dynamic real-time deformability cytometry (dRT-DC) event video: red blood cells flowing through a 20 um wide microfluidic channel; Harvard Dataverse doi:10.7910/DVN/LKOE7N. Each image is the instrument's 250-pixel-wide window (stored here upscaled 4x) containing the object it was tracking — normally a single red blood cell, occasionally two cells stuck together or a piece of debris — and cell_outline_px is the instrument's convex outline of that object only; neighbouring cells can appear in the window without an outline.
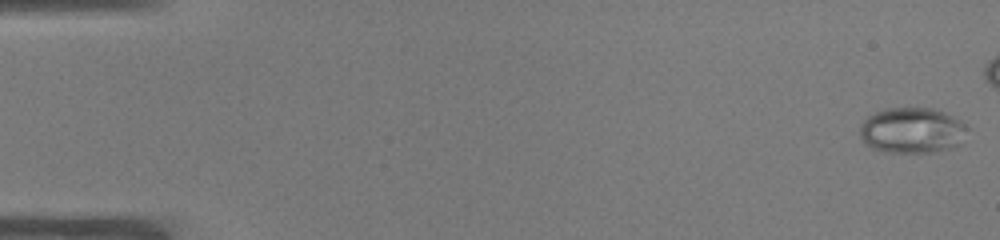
{"species": "common noctule bat (a hibernating species)", "species_latin": "Nyctalus noctula", "temperature_condition": "warm", "stored_images_in_passage": 45, "camera_frame_rate_fps": 3000, "um_per_image_px": 0.085, "animal": {"sex": "male", "body_mass_g": 19.0, "forearm_length_mm": 50.8}, "frame": {"image": 1, "passage_image": 1, "time_ms": 0.0, "image_size_px": [1000, 240], "cell_outline_px": [[964, 128], [956, 144], [952, 148], [932, 152], [888, 152], [872, 148], [864, 144], [860, 136], [860, 128], [864, 120], [868, 116], [884, 108], [932, 108], [944, 112], [960, 120], [964, 124]], "centroid_in_image_um": [77.43, 11.07], "position_along_channel_um": 7.6, "area_um2": 28.03}}
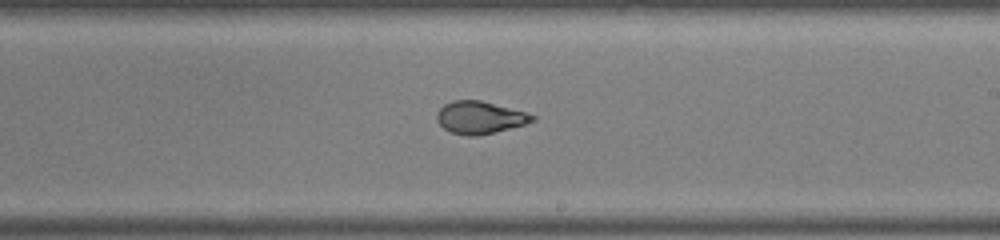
{"frame": {"image": 2, "passage_image": 30, "time_ms": 9.667, "image_size_px": [1000, 240], "cell_outline_px": [[536, 120], [524, 124], [476, 136], [468, 136], [452, 132], [444, 128], [436, 120], [436, 112], [444, 104], [452, 100], [480, 100], [524, 112], [536, 116]], "centroid_in_image_um": [40.74, 9.98], "position_along_channel_um": 248.3, "area_um2": 17.74}}
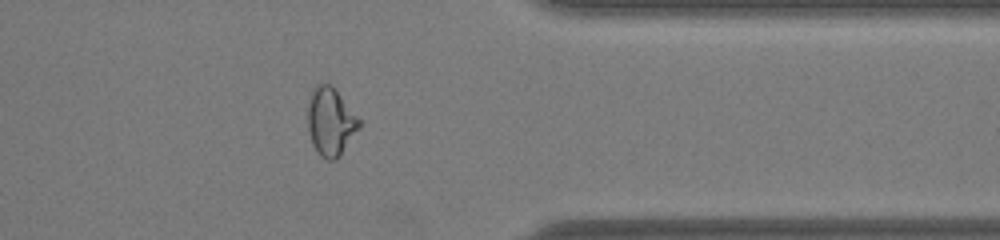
{"frame": {"image": 3, "passage_image": 41, "time_ms": 13.333, "image_size_px": [1000, 240], "cell_outline_px": [[360, 128], [340, 156], [336, 160], [328, 160], [320, 156], [316, 152], [312, 144], [308, 128], [308, 104], [312, 88], [316, 84], [332, 84], [360, 120]], "centroid_in_image_um": [28.09, 10.35], "position_along_channel_um": 383.3, "area_um2": 20.52}}